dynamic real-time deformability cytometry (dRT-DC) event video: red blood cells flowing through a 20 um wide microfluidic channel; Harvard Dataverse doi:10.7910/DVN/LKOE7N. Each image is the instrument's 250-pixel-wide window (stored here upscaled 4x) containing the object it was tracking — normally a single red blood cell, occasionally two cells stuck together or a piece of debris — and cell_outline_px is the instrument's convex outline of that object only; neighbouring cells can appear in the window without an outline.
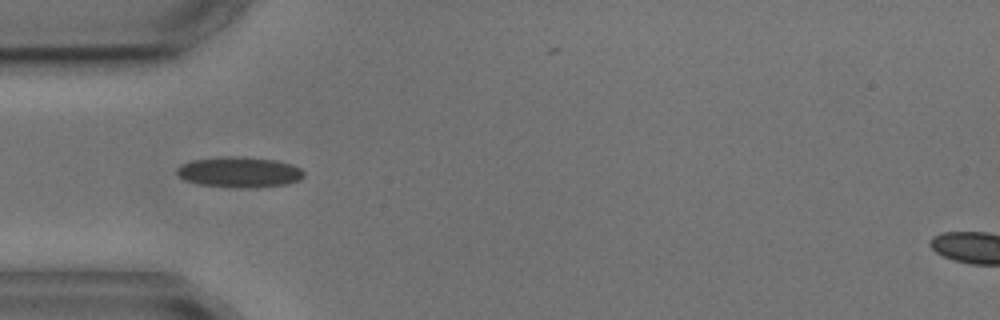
{"species": "common noctule bat (a hibernating species)", "species_latin": "Nyctalus noctula", "temperature_condition": "cold", "stored_images_in_passage": 8, "camera_frame_rate_fps": 3000, "um_per_image_px": 0.085, "animal": {"sex": "male", "body_mass_g": 17.9, "forearm_length_mm": 54.2}, "frame": {"image": 1, "passage_image": 1, "time_ms": 0.0, "image_size_px": [1000, 320], "cell_outline_px": [[304, 176], [300, 180], [288, 184], [256, 188], [244, 188], [200, 184], [184, 180], [176, 172], [176, 168], [192, 160], [224, 156], [244, 156], [276, 160], [292, 164], [300, 168], [304, 172]], "centroid_in_image_um": [20.39, 14.63], "position_along_channel_um": 64.6, "area_um2": 22.77}}
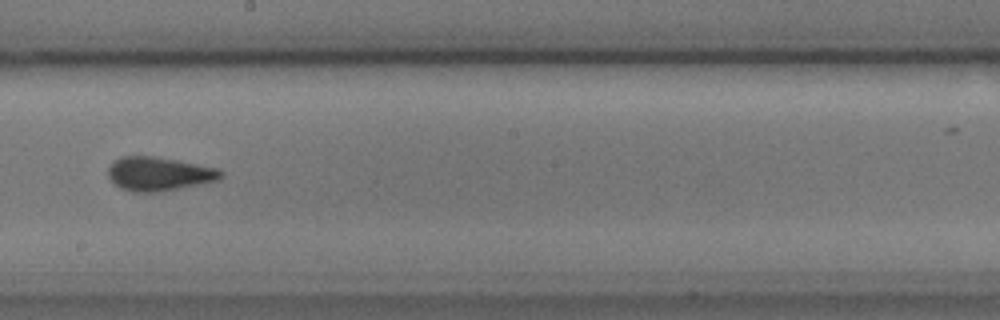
{"frame": {"image": 2, "passage_image": 5, "time_ms": 4.667, "image_size_px": [1000, 320], "cell_outline_px": [[224, 176], [220, 180], [156, 192], [132, 192], [120, 188], [108, 176], [108, 168], [120, 156], [152, 156], [176, 160], [216, 168], [224, 172]], "centroid_in_image_um": [13.52, 14.78], "position_along_channel_um": 234.7, "area_um2": 21.96}}
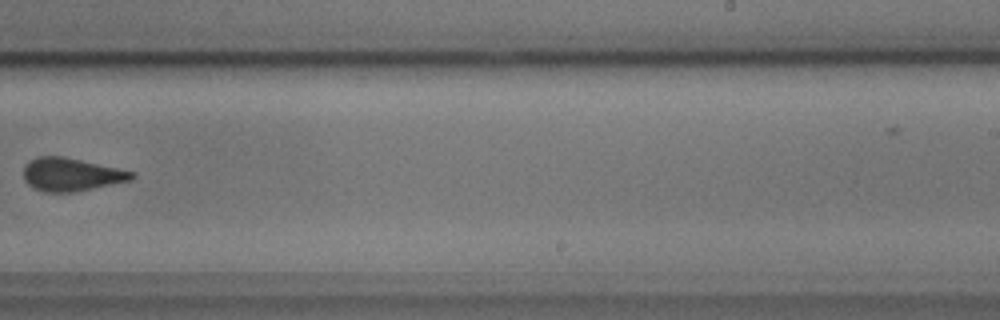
{"frame": {"image": 3, "passage_image": 6, "time_ms": 6.0, "image_size_px": [1000, 320], "cell_outline_px": [[136, 176], [132, 180], [72, 192], [44, 192], [28, 184], [24, 180], [24, 168], [36, 156], [64, 156], [136, 172]], "centroid_in_image_um": [6.09, 14.82], "position_along_channel_um": 282.9, "area_um2": 20.69}}